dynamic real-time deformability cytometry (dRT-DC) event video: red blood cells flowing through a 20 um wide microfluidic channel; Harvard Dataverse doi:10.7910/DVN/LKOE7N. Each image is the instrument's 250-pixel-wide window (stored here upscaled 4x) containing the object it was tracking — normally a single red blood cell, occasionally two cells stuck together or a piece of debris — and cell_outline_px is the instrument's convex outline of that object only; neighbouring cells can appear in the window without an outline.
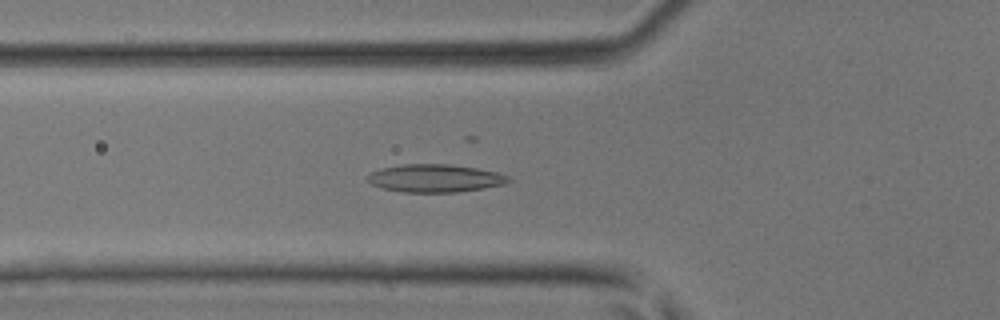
{"species": "common noctule bat (a hibernating species)", "species_latin": "Nyctalus noctula", "temperature_condition": "room temperature", "stored_images_in_passage": 34, "camera_frame_rate_fps": 3000, "um_per_image_px": 0.085, "animal": {"sex": "male", "body_mass_g": 17.9, "forearm_length_mm": 54.2}, "frame": {"image": 1, "passage_image": 9, "time_ms": 2.667, "image_size_px": [1000, 320], "cell_outline_px": [[512, 180], [504, 184], [456, 192], [404, 192], [380, 188], [372, 184], [368, 180], [368, 176], [372, 172], [380, 168], [404, 164], [452, 164], [476, 168], [496, 172], [508, 176]], "centroid_in_image_um": [36.96, 15.14], "position_along_channel_um": 88.8, "area_um2": 22.72}}
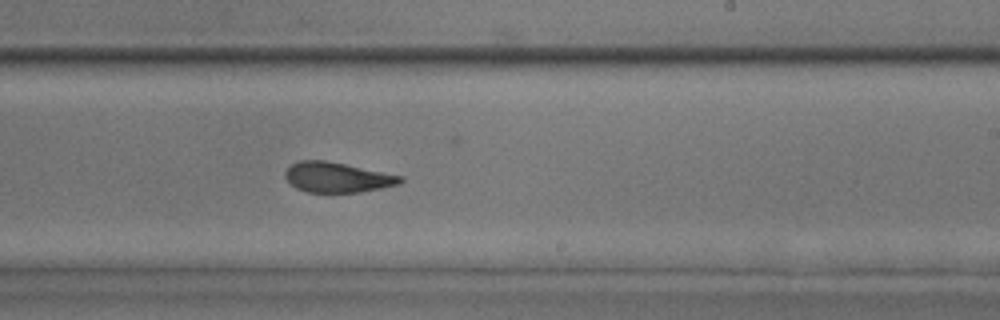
{"frame": {"image": 2, "passage_image": 20, "time_ms": 6.333, "image_size_px": [1000, 320], "cell_outline_px": [[404, 180], [400, 184], [360, 192], [308, 192], [296, 188], [284, 176], [284, 172], [292, 164], [300, 160], [324, 160], [404, 176]], "centroid_in_image_um": [28.68, 15.07], "position_along_channel_um": 260.3, "area_um2": 20.06}}
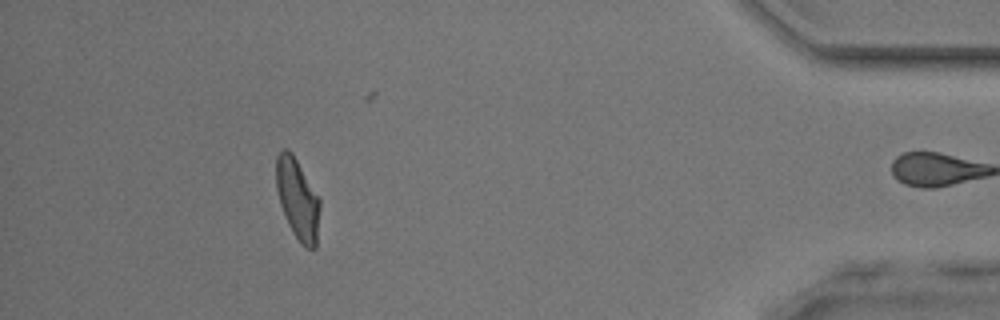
{"frame": {"image": 3, "passage_image": 33, "time_ms": 10.667, "image_size_px": [1000, 320], "cell_outline_px": [[320, 208], [316, 248], [304, 248], [300, 244], [292, 232], [284, 216], [280, 204], [276, 188], [276, 156], [284, 148], [288, 148], [292, 152], [320, 200]], "centroid_in_image_um": [25.28, 16.94], "position_along_channel_um": 409.9, "area_um2": 20.63}}